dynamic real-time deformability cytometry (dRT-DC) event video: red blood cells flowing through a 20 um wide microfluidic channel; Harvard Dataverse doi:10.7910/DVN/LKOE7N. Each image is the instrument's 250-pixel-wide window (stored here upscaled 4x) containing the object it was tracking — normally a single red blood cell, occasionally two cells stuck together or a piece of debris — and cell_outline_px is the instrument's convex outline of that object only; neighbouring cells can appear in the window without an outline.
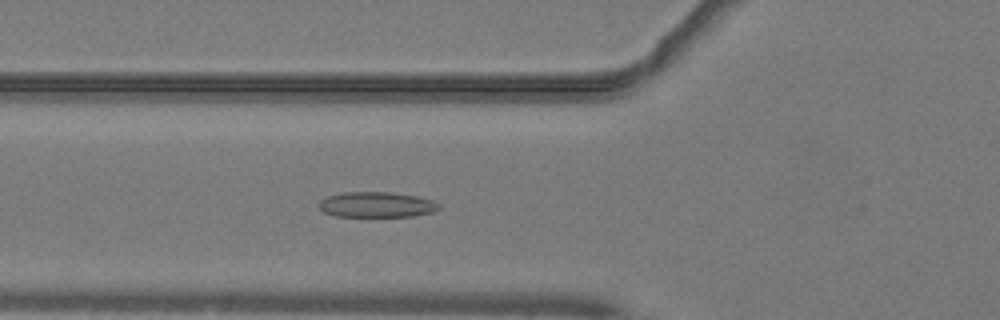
{"species": "common noctule bat (a hibernating species)", "species_latin": "Nyctalus noctula", "temperature_condition": "warm", "stored_images_in_passage": 20, "camera_frame_rate_fps": 3000, "um_per_image_px": 0.085, "animal": {"sex": "male", "body_mass_g": 19.2, "forearm_length_mm": 51.8}, "frame": {"image": 1, "passage_image": 10, "time_ms": 3.0, "image_size_px": [1000, 320], "cell_outline_px": [[440, 208], [432, 212], [412, 216], [336, 216], [324, 212], [316, 204], [320, 200], [328, 196], [344, 192], [388, 192], [420, 196], [432, 200], [440, 204]], "centroid_in_image_um": [32.01, 17.39], "position_along_channel_um": 93.8, "area_um2": 17.8}}
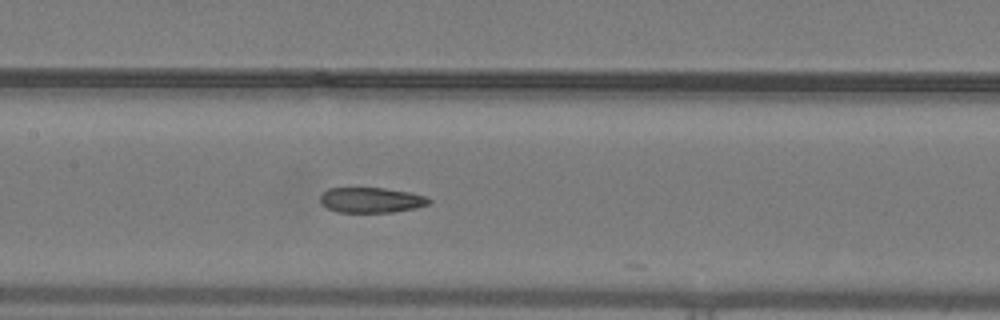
{"frame": {"image": 2, "passage_image": 16, "time_ms": 5.0, "image_size_px": [1000, 320], "cell_outline_px": [[432, 200], [428, 204], [416, 208], [392, 212], [336, 212], [320, 204], [320, 196], [328, 188], [384, 188], [412, 192], [424, 196]], "centroid_in_image_um": [31.54, 17.0], "position_along_channel_um": 175.9, "area_um2": 16.07}}
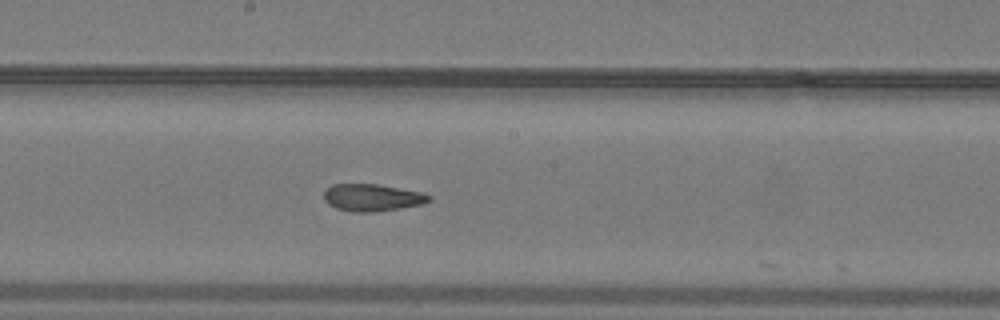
{"frame": {"image": 3, "passage_image": 19, "time_ms": 6.0, "image_size_px": [1000, 320], "cell_outline_px": [[432, 200], [424, 204], [400, 208], [372, 212], [352, 212], [336, 208], [328, 204], [324, 200], [324, 192], [332, 184], [376, 184], [424, 192], [432, 196]], "centroid_in_image_um": [31.67, 16.79], "position_along_channel_um": 216.5, "area_um2": 16.76}}